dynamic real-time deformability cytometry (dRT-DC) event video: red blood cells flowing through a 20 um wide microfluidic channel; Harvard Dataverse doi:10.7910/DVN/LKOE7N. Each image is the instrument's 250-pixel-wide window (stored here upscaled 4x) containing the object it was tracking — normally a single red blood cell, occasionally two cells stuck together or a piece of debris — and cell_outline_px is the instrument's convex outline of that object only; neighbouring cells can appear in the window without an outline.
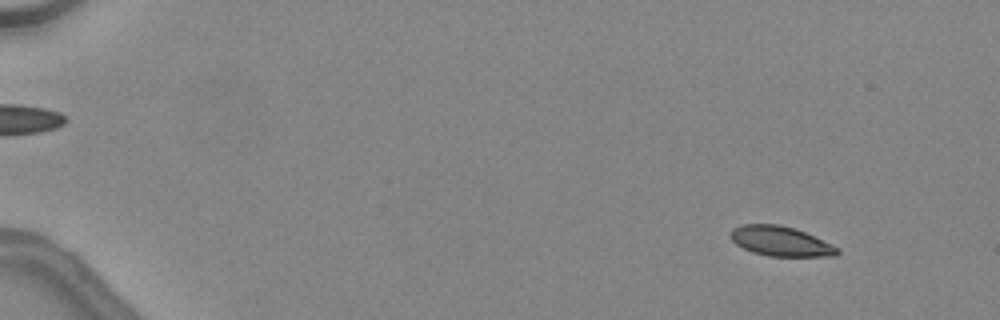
{"species": "common noctule bat (a hibernating species)", "species_latin": "Nyctalus noctula", "temperature_condition": "warm", "stored_images_in_passage": 47, "camera_frame_rate_fps": 3000, "um_per_image_px": 0.085, "animal": {"sex": "female", "body_mass_g": 24.6, "forearm_length_mm": 56.2}, "frame": {"image": 1, "passage_image": 5, "time_ms": 1.333, "image_size_px": [1000, 320], "cell_outline_px": [[840, 252], [836, 256], [768, 256], [752, 252], [736, 244], [732, 240], [732, 228], [740, 224], [780, 224], [804, 232], [832, 244], [840, 248]], "centroid_in_image_um": [66.37, 20.51], "position_along_channel_um": 18.6, "area_um2": 18.44}}
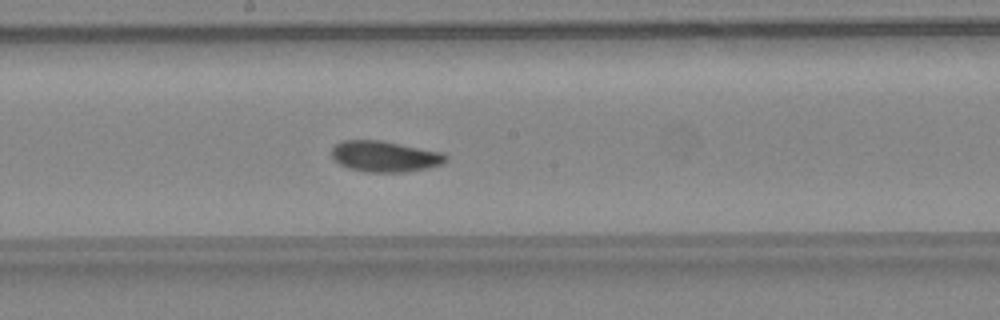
{"frame": {"image": 2, "passage_image": 28, "time_ms": 9.0, "image_size_px": [1000, 320], "cell_outline_px": [[448, 160], [440, 164], [428, 168], [404, 172], [364, 172], [348, 168], [340, 164], [332, 156], [332, 148], [336, 144], [344, 140], [380, 140], [440, 152], [448, 156]], "centroid_in_image_um": [32.7, 13.3], "position_along_channel_um": 215.5, "area_um2": 20.4}}
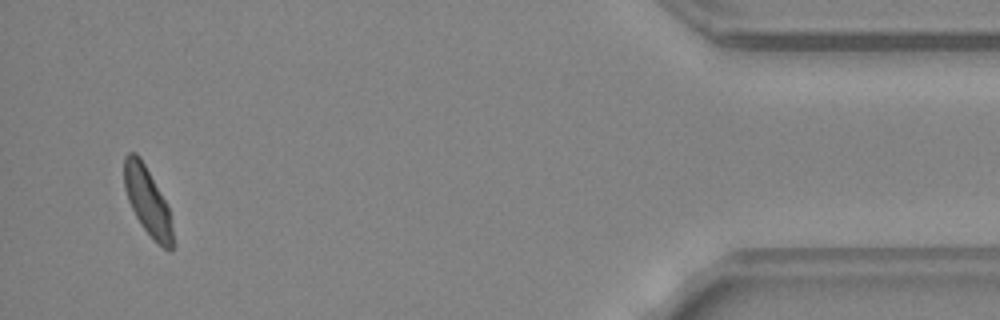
{"frame": {"image": 3, "passage_image": 46, "time_ms": 15.0, "image_size_px": [1000, 320], "cell_outline_px": [[172, 252], [168, 252], [140, 224], [128, 200], [124, 188], [124, 156], [128, 152], [136, 152], [140, 156], [164, 200], [168, 208], [172, 228]], "centroid_in_image_um": [12.5, 17.05], "position_along_channel_um": 422.7, "area_um2": 18.67}, "authors_computed_cell_mechanics": {"area_um2": 19.5942, "velocity_mm_per_s": 4.513, "shape_relaxation_time_tau1_ms": 3.525, "shape_relaxation_time_tau2_ms": 3.8983, "deformation_change_tau1": 0.0971, "deformation_change_tau2": 0.0681}}